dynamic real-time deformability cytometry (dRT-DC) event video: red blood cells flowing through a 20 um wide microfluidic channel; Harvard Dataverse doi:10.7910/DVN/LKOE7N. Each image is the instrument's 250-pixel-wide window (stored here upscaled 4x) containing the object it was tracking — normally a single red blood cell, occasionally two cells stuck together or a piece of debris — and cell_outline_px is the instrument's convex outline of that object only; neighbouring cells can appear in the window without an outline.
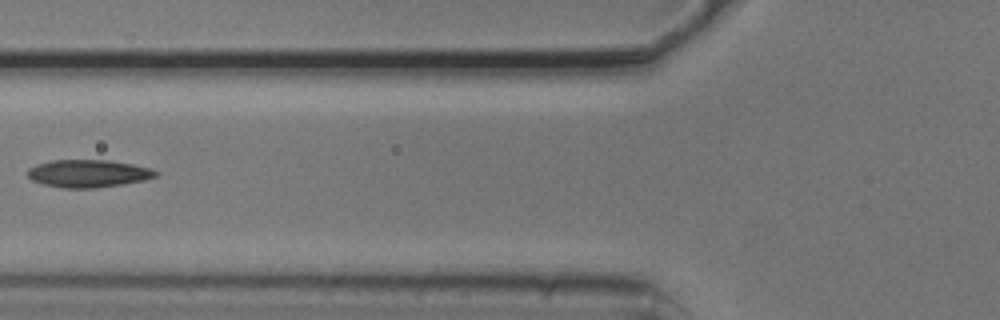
{"species": "common noctule bat (a hibernating species)", "species_latin": "Nyctalus noctula", "temperature_condition": "cold", "stored_images_in_passage": 7, "camera_frame_rate_fps": 3000, "um_per_image_px": 0.085, "animal": {"sex": "male", "body_mass_g": 20.5, "forearm_length_mm": 52.5}, "frame": {"image": 1, "passage_image": 6, "time_ms": 1.667, "image_size_px": [1000, 320], "cell_outline_px": [[160, 172], [156, 176], [144, 180], [124, 184], [92, 188], [60, 188], [44, 184], [32, 180], [28, 176], [28, 168], [36, 164], [52, 160], [108, 160], [132, 164], [152, 168]], "centroid_in_image_um": [7.51, 14.74], "position_along_channel_um": 118.3, "area_um2": 20.69}}
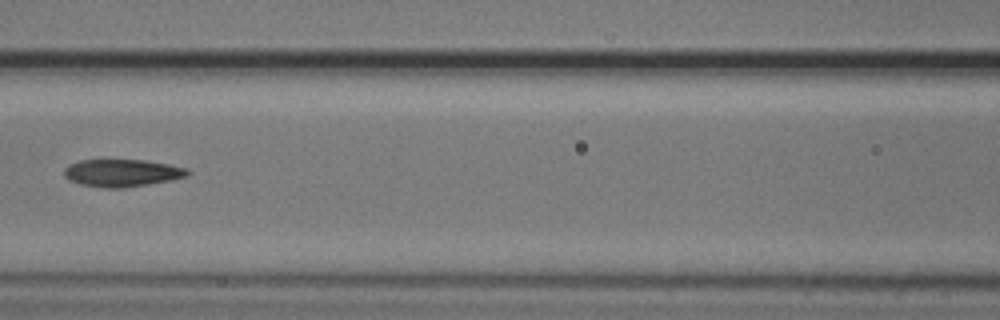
{"frame": {"image": 2, "passage_image": 7, "time_ms": 2.0, "image_size_px": [1000, 320], "cell_outline_px": [[192, 172], [188, 176], [148, 184], [124, 188], [104, 188], [80, 184], [68, 180], [64, 176], [64, 168], [68, 164], [80, 160], [144, 160], [168, 164], [188, 168]], "centroid_in_image_um": [10.36, 14.7], "position_along_channel_um": 156.2, "area_um2": 19.83}}